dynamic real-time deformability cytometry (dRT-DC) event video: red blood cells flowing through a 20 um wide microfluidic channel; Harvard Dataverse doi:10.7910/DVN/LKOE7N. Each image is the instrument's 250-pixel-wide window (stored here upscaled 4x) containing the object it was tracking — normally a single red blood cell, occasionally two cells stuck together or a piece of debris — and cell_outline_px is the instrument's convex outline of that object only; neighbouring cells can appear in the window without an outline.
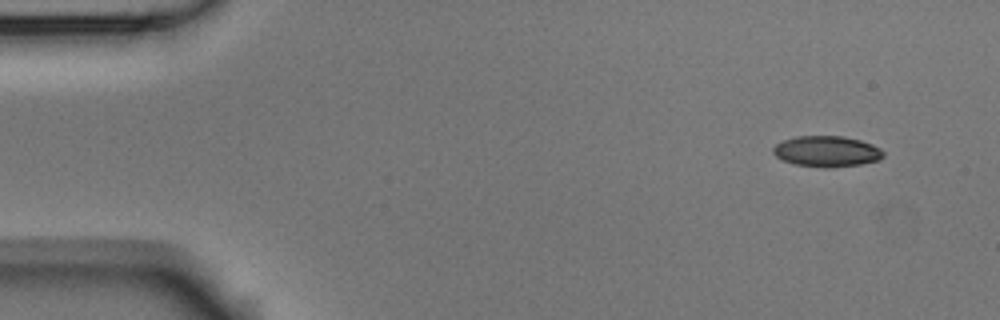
{"species": "Egyptian fruit bat (a non-hibernating species)", "species_latin": "Rousettus aegyptiacus", "temperature_condition": "room temperature", "stored_images_in_passage": 5, "segment_of_instrument_passage": [1, 2], "camera_frame_rate_fps": 3000, "um_per_image_px": 0.085, "animal": {"sex": "male"}, "frame": {"image": 1, "passage_image": 1, "time_ms": 0.0, "image_size_px": [1000, 320], "cell_outline_px": [[884, 156], [876, 160], [860, 164], [832, 168], [824, 168], [796, 164], [784, 160], [776, 156], [772, 152], [772, 148], [776, 144], [784, 140], [796, 136], [844, 136], [860, 140], [872, 144], [880, 148], [884, 152]], "centroid_in_image_um": [70.27, 12.86], "position_along_channel_um": 14.7, "area_um2": 19.77}}
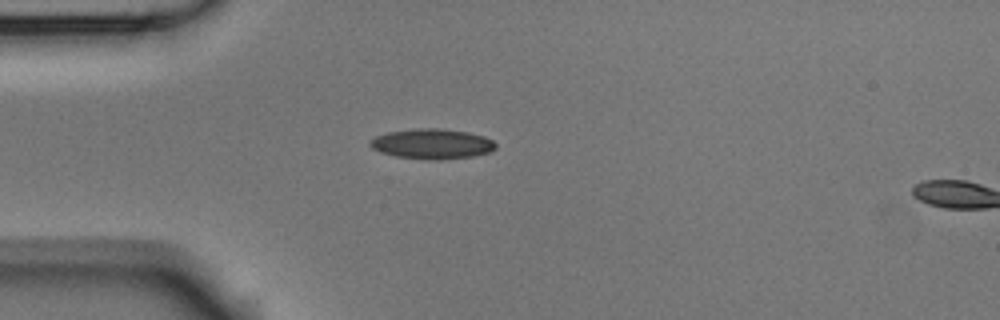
{"frame": {"image": 2, "passage_image": 4, "time_ms": 1.0, "image_size_px": [1000, 320], "cell_outline_px": [[496, 148], [488, 152], [472, 156], [396, 156], [380, 152], [372, 148], [368, 144], [368, 140], [376, 136], [388, 132], [412, 128], [440, 128], [468, 132], [484, 136], [492, 140], [496, 144]], "centroid_in_image_um": [36.68, 12.15], "position_along_channel_um": 48.3, "area_um2": 20.92}}